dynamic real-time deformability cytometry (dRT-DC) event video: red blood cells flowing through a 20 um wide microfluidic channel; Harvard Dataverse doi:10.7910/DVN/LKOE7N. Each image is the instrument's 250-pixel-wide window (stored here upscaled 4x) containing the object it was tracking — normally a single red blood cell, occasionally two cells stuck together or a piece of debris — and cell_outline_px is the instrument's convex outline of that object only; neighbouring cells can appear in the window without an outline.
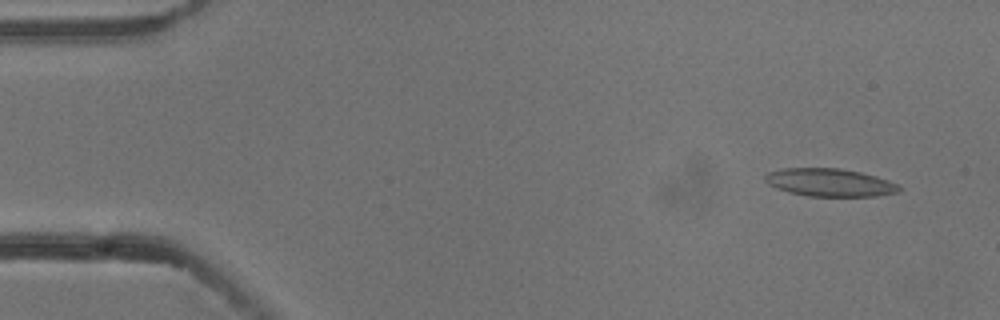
{"species": "common noctule bat (a hibernating species)", "species_latin": "Nyctalus noctula", "temperature_condition": "cold", "stored_images_in_passage": 4, "camera_frame_rate_fps": 3000, "um_per_image_px": 0.085, "animal": {"sex": "male", "body_mass_g": 13.3}, "frame": {"image": 1, "passage_image": 1, "time_ms": 0.0, "image_size_px": [1000, 320], "cell_outline_px": [[904, 188], [900, 192], [876, 196], [808, 196], [788, 192], [776, 188], [768, 184], [764, 180], [764, 176], [768, 172], [784, 168], [840, 168], [860, 172], [876, 176], [888, 180]], "centroid_in_image_um": [70.54, 15.51], "position_along_channel_um": 14.5, "area_um2": 21.91}}
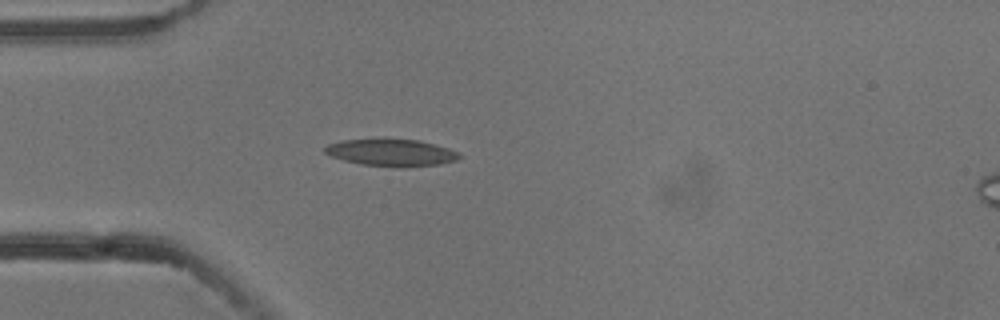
{"frame": {"image": 2, "passage_image": 4, "time_ms": 1.0, "image_size_px": [1000, 320], "cell_outline_px": [[460, 156], [456, 160], [440, 164], [404, 168], [360, 164], [344, 160], [332, 156], [324, 152], [324, 148], [328, 144], [340, 140], [420, 140], [448, 148], [460, 152]], "centroid_in_image_um": [33.28, 12.99], "position_along_channel_um": 51.7, "area_um2": 20.98}}